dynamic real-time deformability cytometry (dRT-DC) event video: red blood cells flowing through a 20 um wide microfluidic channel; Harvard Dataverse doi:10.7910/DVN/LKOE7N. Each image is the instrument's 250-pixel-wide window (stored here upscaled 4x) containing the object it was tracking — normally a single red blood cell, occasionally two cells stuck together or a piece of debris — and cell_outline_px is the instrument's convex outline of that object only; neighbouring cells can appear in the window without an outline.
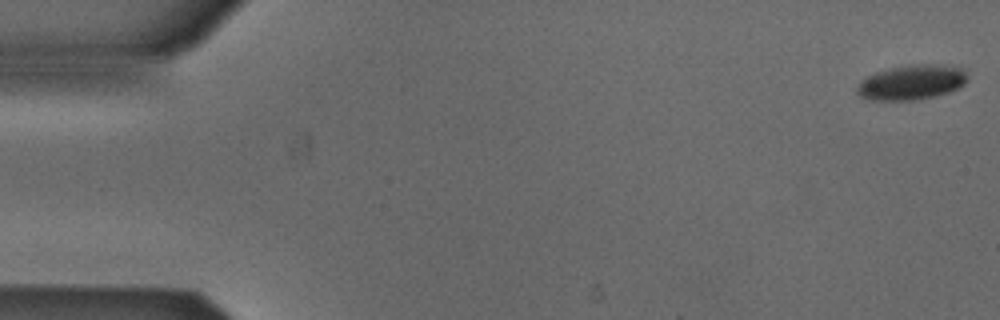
{"species": "Egyptian fruit bat (a non-hibernating species)", "species_latin": "Rousettus aegyptiacus", "temperature_condition": "cold", "stored_images_in_passage": 14, "camera_frame_rate_fps": 3000, "um_per_image_px": 0.085, "animal": {"sex": "male"}, "frame": {"image": 1, "passage_image": 1, "time_ms": 0.0, "image_size_px": [1000, 320], "cell_outline_px": [[964, 84], [948, 92], [936, 96], [912, 100], [872, 100], [860, 96], [856, 92], [856, 88], [868, 76], [876, 72], [892, 68], [928, 64], [932, 64], [960, 68], [964, 72]], "centroid_in_image_um": [77.44, 7.03], "position_along_channel_um": 7.6, "area_um2": 21.56}}
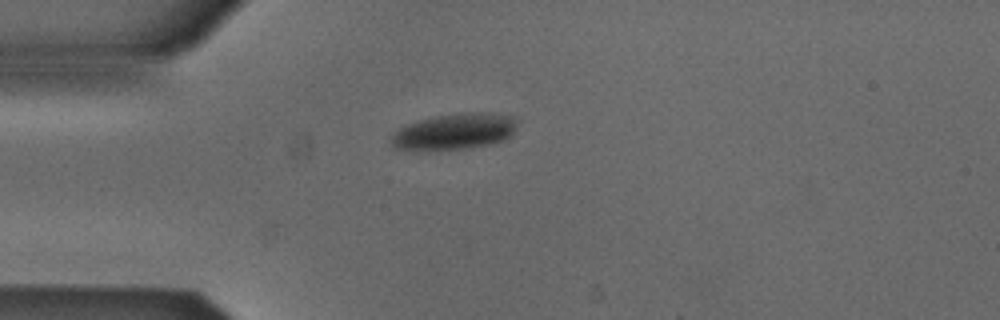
{"frame": {"image": 2, "passage_image": 14, "time_ms": 4.333, "image_size_px": [1000, 320], "cell_outline_px": [[516, 124], [512, 136], [504, 140], [488, 144], [464, 148], [396, 148], [388, 140], [392, 132], [408, 124], [420, 120], [436, 116], [468, 112], [488, 112], [512, 116], [516, 120]], "centroid_in_image_um": [38.66, 11.14], "position_along_channel_um": 46.3, "area_um2": 25.84}}